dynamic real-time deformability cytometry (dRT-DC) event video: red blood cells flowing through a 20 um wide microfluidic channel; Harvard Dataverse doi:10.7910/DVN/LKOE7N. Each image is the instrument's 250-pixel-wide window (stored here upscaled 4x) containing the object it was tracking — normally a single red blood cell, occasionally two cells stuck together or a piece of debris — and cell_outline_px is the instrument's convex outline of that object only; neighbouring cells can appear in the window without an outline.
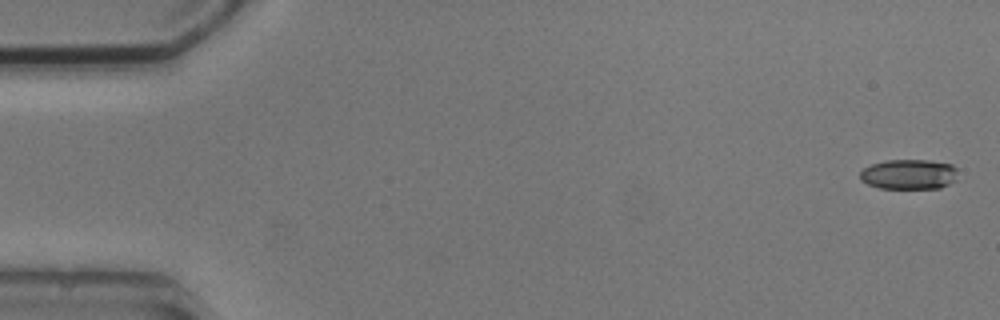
{"species": "common noctule bat (a hibernating species)", "species_latin": "Nyctalus noctula", "temperature_condition": "cold", "stored_images_in_passage": 4, "camera_frame_rate_fps": 3000, "um_per_image_px": 0.085, "animal": {"sex": "male", "body_mass_g": 20.5, "forearm_length_mm": 52.5}, "frame": {"image": 1, "passage_image": 1, "time_ms": 0.0, "image_size_px": [1000, 320], "cell_outline_px": [[956, 180], [940, 188], [880, 188], [868, 184], [860, 180], [860, 172], [864, 168], [872, 164], [884, 160], [928, 160], [952, 164], [956, 168]], "centroid_in_image_um": [77.25, 14.81], "position_along_channel_um": 7.7, "area_um2": 17.11}}
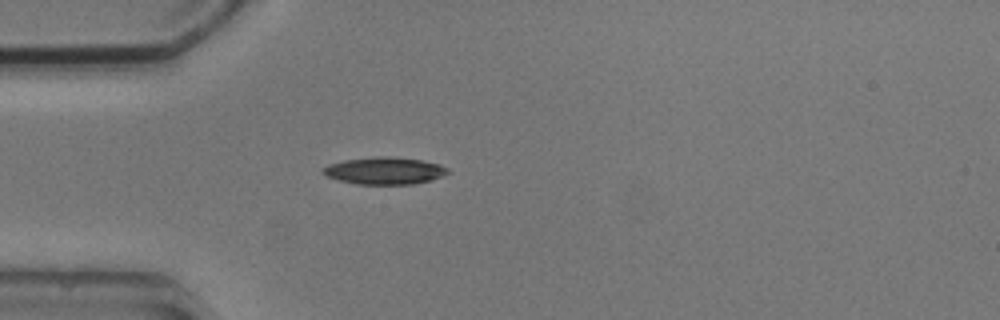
{"frame": {"image": 2, "passage_image": 4, "time_ms": 4.667, "image_size_px": [1000, 320], "cell_outline_px": [[452, 172], [432, 180], [412, 184], [356, 184], [324, 176], [320, 172], [320, 168], [328, 164], [344, 160], [376, 156], [384, 156], [420, 160], [440, 164], [448, 168]], "centroid_in_image_um": [32.65, 14.51], "position_along_channel_um": 52.3, "area_um2": 19.94}}